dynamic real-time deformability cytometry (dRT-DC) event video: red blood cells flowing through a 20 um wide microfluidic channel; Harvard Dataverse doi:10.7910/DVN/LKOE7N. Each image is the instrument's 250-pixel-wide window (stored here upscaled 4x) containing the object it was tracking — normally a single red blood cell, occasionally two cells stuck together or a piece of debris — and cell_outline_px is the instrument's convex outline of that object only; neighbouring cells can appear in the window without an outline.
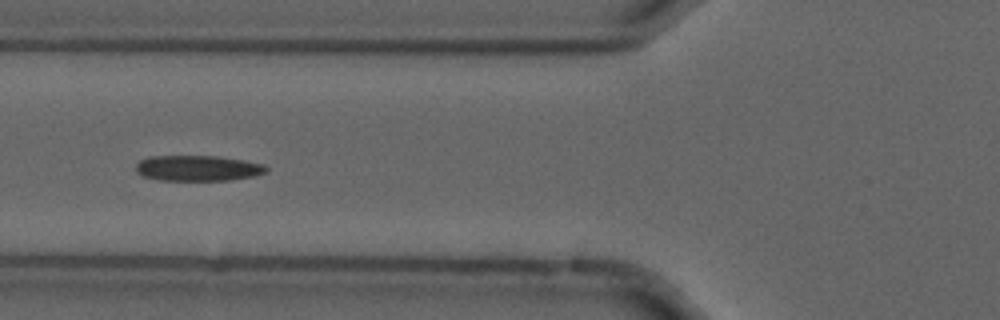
{"species": "common noctule bat (a hibernating species)", "species_latin": "Nyctalus noctula", "temperature_condition": "cold", "stored_images_in_passage": 41, "camera_frame_rate_fps": 3000, "um_per_image_px": 0.085, "animal": {"sex": "male", "forearm_length_mm": 52.5}, "frame": {"image": 1, "passage_image": 7, "time_ms": 2.0, "image_size_px": [1000, 320], "cell_outline_px": [[268, 172], [252, 176], [228, 180], [160, 180], [144, 176], [136, 172], [136, 164], [140, 160], [148, 156], [216, 156], [244, 160], [264, 164], [268, 168]], "centroid_in_image_um": [16.81, 14.29], "position_along_channel_um": 109.0, "area_um2": 19.42}, "authors_computed_cell_mechanics": {"area_um2": 19.1318, "velocity_mm_per_s": 3.6742, "shape_relaxation_time_tau1_ms": null, "shape_relaxation_time_tau2_ms": 4.8591, "deformation_change_tau1": null, "deformation_change_tau2": 0.107}}